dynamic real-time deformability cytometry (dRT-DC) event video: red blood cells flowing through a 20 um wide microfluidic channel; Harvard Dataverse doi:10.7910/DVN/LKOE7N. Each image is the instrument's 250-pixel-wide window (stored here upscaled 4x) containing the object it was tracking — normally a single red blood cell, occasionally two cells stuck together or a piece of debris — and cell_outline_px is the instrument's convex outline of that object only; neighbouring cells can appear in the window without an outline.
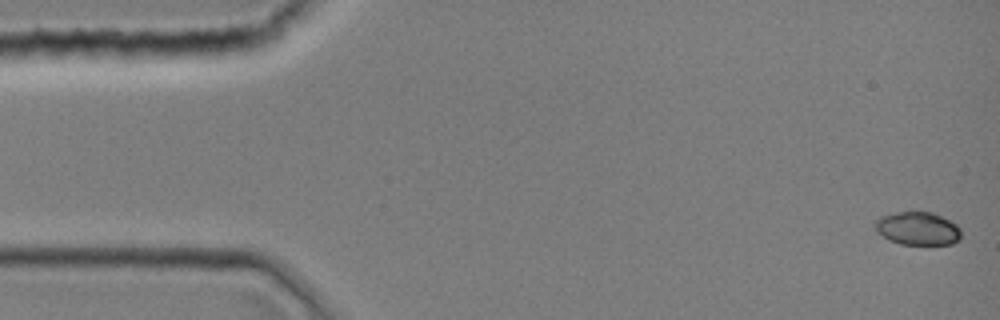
{"species": "common noctule bat (a hibernating species)", "species_latin": "Nyctalus noctula", "temperature_condition": "room temperature", "stored_images_in_passage": 44, "camera_frame_rate_fps": 3000, "um_per_image_px": 0.085, "animal": {"sex": "female", "body_mass_g": 19.0, "forearm_length_mm": 51.5}, "frame": {"image": 1, "passage_image": 1, "time_ms": 0.0, "image_size_px": [1000, 320], "cell_outline_px": [[960, 240], [952, 244], [900, 244], [888, 240], [876, 232], [876, 220], [880, 216], [896, 212], [932, 212], [956, 224], [960, 228]], "centroid_in_image_um": [77.99, 19.43], "position_along_channel_um": 7.0, "area_um2": 16.59}}
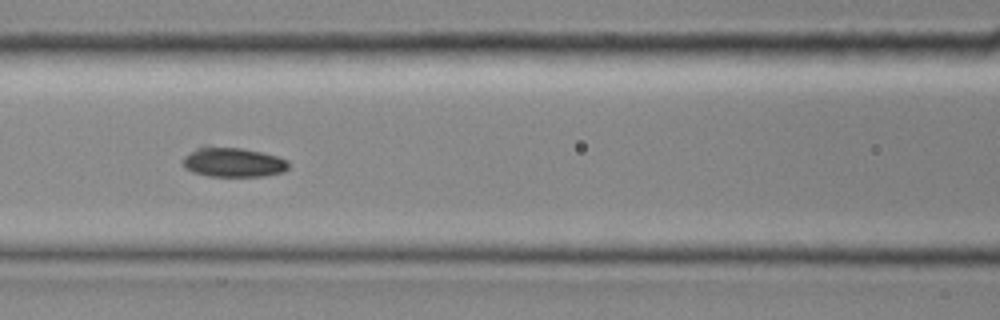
{"frame": {"image": 2, "passage_image": 19, "time_ms": 6.0, "image_size_px": [1000, 320], "cell_outline_px": [[288, 168], [284, 172], [264, 176], [208, 176], [192, 172], [184, 168], [184, 156], [200, 144], [208, 144], [244, 148], [276, 156], [288, 160]], "centroid_in_image_um": [19.76, 13.75], "position_along_channel_um": 146.8, "area_um2": 18.73}}
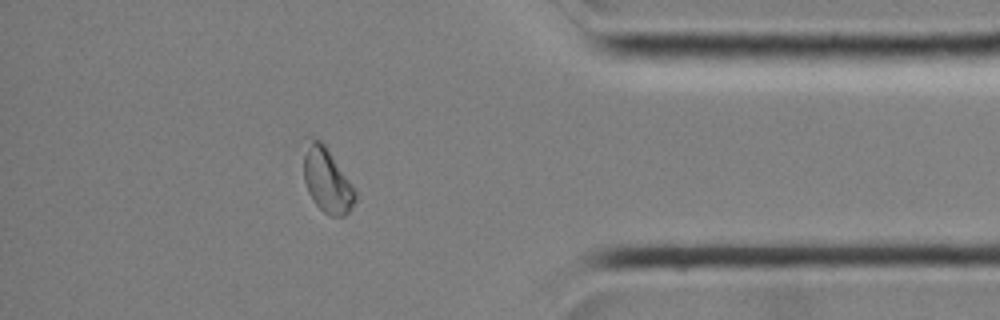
{"frame": {"image": 3, "passage_image": 38, "time_ms": 12.333, "image_size_px": [1000, 320], "cell_outline_px": [[356, 200], [348, 212], [344, 216], [328, 216], [312, 200], [308, 192], [304, 180], [304, 136], [316, 136], [328, 148], [352, 184], [356, 192]], "centroid_in_image_um": [27.76, 15.25], "position_along_channel_um": 407.4, "area_um2": 19.83}}